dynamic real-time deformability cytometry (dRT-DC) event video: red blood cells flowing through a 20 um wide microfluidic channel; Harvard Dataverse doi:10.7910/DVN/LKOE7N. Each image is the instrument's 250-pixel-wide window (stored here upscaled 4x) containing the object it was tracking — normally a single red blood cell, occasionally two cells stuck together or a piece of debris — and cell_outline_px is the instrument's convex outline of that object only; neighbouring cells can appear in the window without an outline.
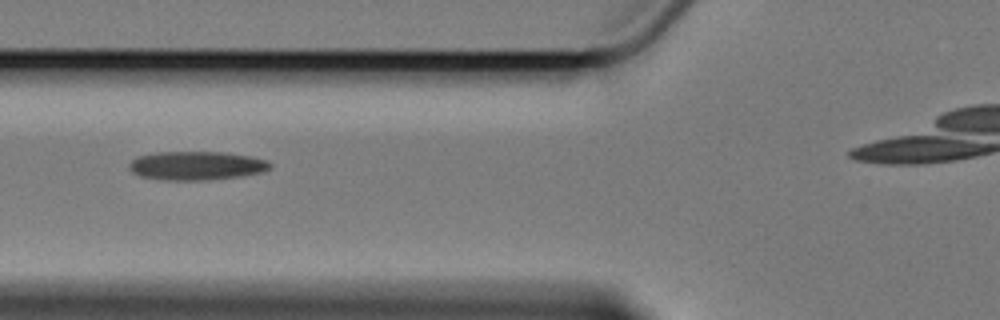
{"species": "Egyptian fruit bat (a non-hibernating species)", "species_latin": "Rousettus aegyptiacus", "temperature_condition": "cold", "stored_images_in_passage": 5, "segment_of_instrument_passage": [1, 2], "camera_frame_rate_fps": 3000, "um_per_image_px": 0.085, "animal": {"sex": "female"}, "frame": {"image": 1, "passage_image": 2, "time_ms": 1.333, "image_size_px": [1000, 320], "cell_outline_px": [[272, 168], [260, 172], [240, 176], [196, 180], [168, 180], [140, 176], [132, 172], [128, 164], [136, 156], [156, 152], [224, 152], [252, 156], [268, 160], [272, 164]], "centroid_in_image_um": [16.7, 14.06], "position_along_channel_um": 109.1, "area_um2": 23.52}}
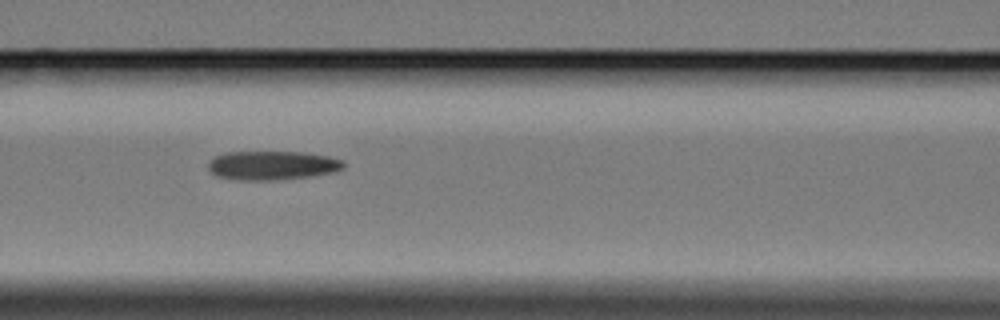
{"frame": {"image": 2, "passage_image": 3, "time_ms": 2.333, "image_size_px": [1000, 320], "cell_outline_px": [[344, 168], [336, 172], [312, 176], [276, 180], [236, 180], [216, 176], [208, 168], [208, 164], [216, 156], [228, 152], [304, 152], [328, 156], [344, 160]], "centroid_in_image_um": [23.19, 14.06], "position_along_channel_um": 143.4, "area_um2": 22.95}}
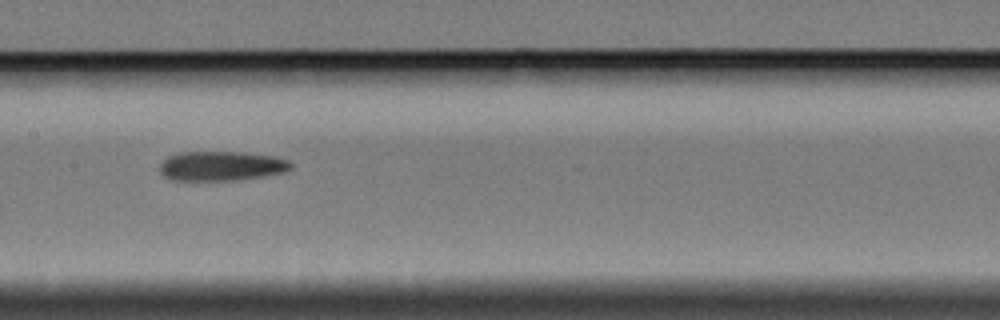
{"frame": {"image": 3, "passage_image": 4, "time_ms": 3.667, "image_size_px": [1000, 320], "cell_outline_px": [[292, 168], [284, 172], [236, 180], [172, 180], [164, 176], [160, 172], [160, 164], [168, 156], [180, 152], [244, 152], [272, 156], [288, 160], [292, 164]], "centroid_in_image_um": [18.8, 14.1], "position_along_channel_um": 188.6, "area_um2": 22.43}}